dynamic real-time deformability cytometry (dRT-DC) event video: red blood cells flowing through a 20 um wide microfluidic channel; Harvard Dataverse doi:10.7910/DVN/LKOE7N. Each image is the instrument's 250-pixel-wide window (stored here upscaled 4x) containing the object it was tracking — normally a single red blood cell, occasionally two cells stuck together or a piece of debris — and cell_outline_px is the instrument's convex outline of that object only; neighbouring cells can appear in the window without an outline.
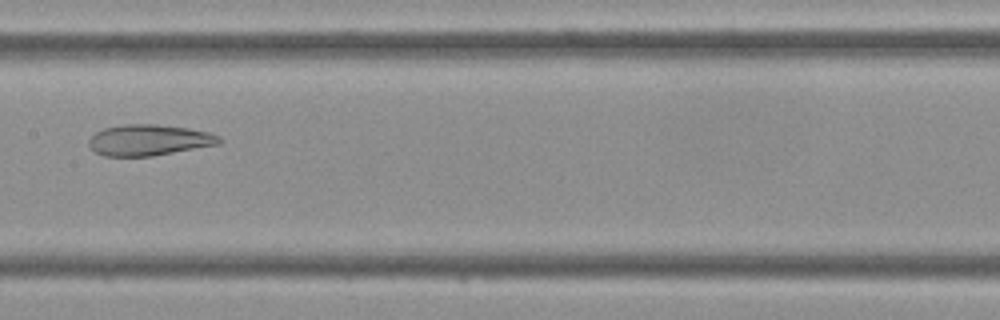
{"species": "Egyptian fruit bat (a non-hibernating species)", "species_latin": "Rousettus aegyptiacus", "temperature_condition": "cold", "stored_images_in_passage": 5, "camera_frame_rate_fps": 3000, "um_per_image_px": 0.085, "frame": {"image": 1, "passage_image": 5, "time_ms": 1.333, "image_size_px": [1000, 320], "cell_outline_px": [[224, 140], [220, 144], [152, 156], [104, 156], [96, 152], [88, 144], [88, 140], [96, 132], [104, 128], [124, 124], [156, 124], [188, 128], [208, 132], [220, 136]], "centroid_in_image_um": [12.69, 11.9], "position_along_channel_um": 194.7, "area_um2": 23.58}}